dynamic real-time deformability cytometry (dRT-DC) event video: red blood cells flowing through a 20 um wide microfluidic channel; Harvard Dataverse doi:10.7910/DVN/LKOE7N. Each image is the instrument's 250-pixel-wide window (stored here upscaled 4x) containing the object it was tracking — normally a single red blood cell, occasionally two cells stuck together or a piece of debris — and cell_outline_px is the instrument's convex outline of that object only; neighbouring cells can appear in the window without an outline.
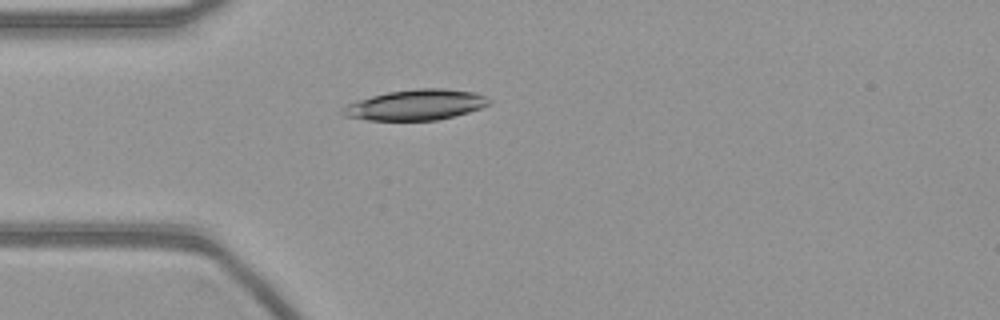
{"species": "common noctule bat (a hibernating species)", "species_latin": "Nyctalus noctula", "temperature_condition": "warm", "stored_images_in_passage": 54, "camera_frame_rate_fps": 3000, "um_per_image_px": 0.085, "animal": {"sex": "female", "body_mass_g": 21.9}, "frame": {"image": 1, "passage_image": 14, "time_ms": 4.333, "image_size_px": [1000, 320], "cell_outline_px": [[492, 100], [488, 104], [480, 108], [468, 112], [436, 120], [368, 120], [344, 116], [340, 112], [340, 108], [348, 104], [372, 96], [388, 92], [416, 88], [444, 88], [476, 92]], "centroid_in_image_um": [35.34, 8.91], "position_along_channel_um": 49.7, "area_um2": 25.89}}
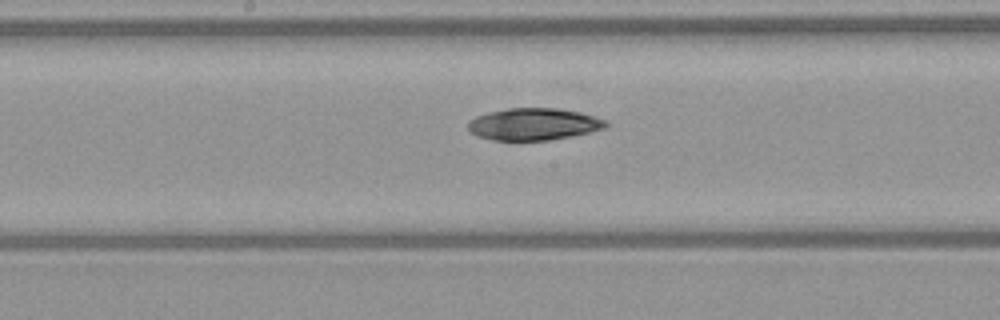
{"frame": {"image": 2, "passage_image": 27, "time_ms": 8.667, "image_size_px": [1000, 320], "cell_outline_px": [[608, 124], [604, 128], [592, 132], [552, 140], [492, 140], [476, 136], [468, 128], [468, 120], [476, 116], [488, 112], [508, 108], [556, 108], [580, 112], [608, 120]], "centroid_in_image_um": [45.37, 10.55], "position_along_channel_um": 202.8, "area_um2": 25.89}}
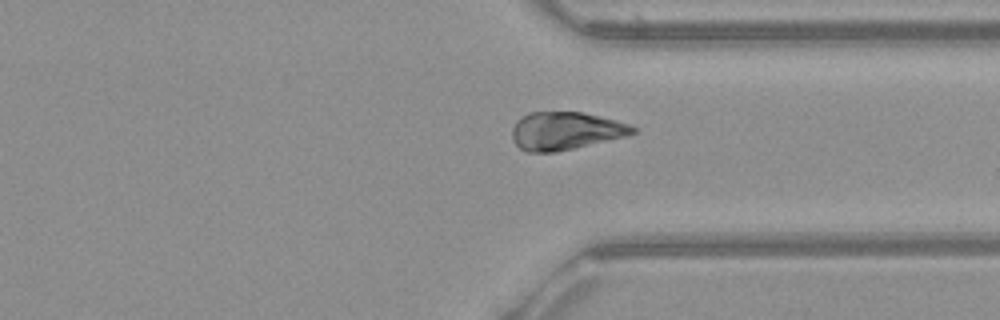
{"frame": {"image": 3, "passage_image": 40, "time_ms": 13.0, "image_size_px": [1000, 320], "cell_outline_px": [[640, 128], [636, 132], [624, 136], [556, 152], [528, 152], [520, 148], [512, 140], [512, 128], [516, 120], [520, 116], [528, 112], [580, 112], [616, 120]], "centroid_in_image_um": [48.03, 11.11], "position_along_channel_um": 363.4, "area_um2": 26.53}}